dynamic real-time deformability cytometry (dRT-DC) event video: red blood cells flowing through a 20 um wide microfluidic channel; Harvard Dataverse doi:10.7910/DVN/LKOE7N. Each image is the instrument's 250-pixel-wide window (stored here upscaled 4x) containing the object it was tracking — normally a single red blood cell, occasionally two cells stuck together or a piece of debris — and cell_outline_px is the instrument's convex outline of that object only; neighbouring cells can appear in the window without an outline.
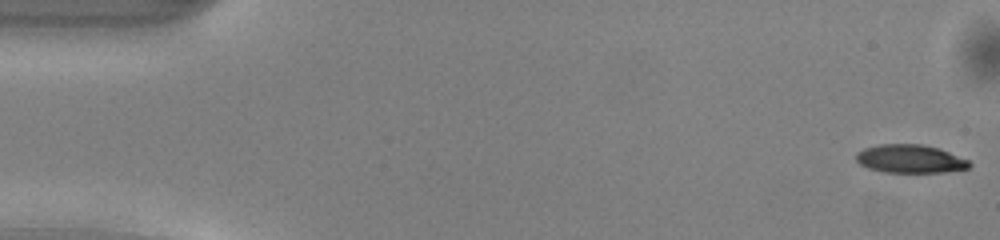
{"species": "common noctule bat (a hibernating species)", "species_latin": "Nyctalus noctula", "temperature_condition": "warm", "stored_images_in_passage": 50, "camera_frame_rate_fps": 3000, "um_per_image_px": 0.085, "animal": {"sex": "male", "body_mass_g": 13.0, "forearm_length_mm": 53.1}, "frame": {"image": 1, "passage_image": 1, "time_ms": 0.0, "image_size_px": [1000, 240], "cell_outline_px": [[972, 164], [968, 168], [944, 172], [884, 172], [868, 168], [860, 164], [856, 160], [856, 152], [864, 148], [880, 144], [924, 144], [940, 148], [968, 160]], "centroid_in_image_um": [77.35, 13.49], "position_along_channel_um": 7.6, "area_um2": 18.73}}
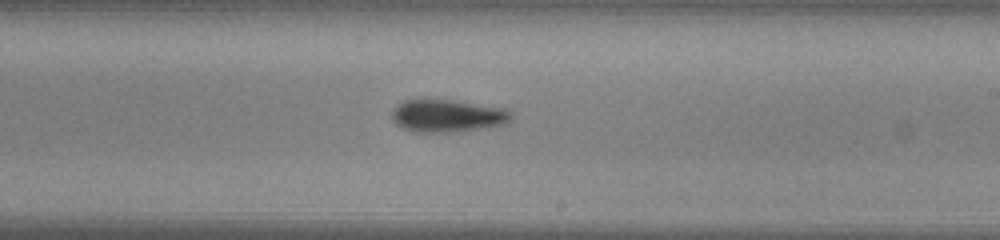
{"frame": {"image": 2, "passage_image": 29, "time_ms": 9.333, "image_size_px": [1000, 240], "cell_outline_px": [[512, 116], [504, 124], [488, 128], [448, 132], [412, 132], [396, 124], [392, 120], [392, 112], [404, 100], [452, 100], [500, 108], [512, 112]], "centroid_in_image_um": [38.02, 9.86], "position_along_channel_um": 251.0, "area_um2": 22.25}}
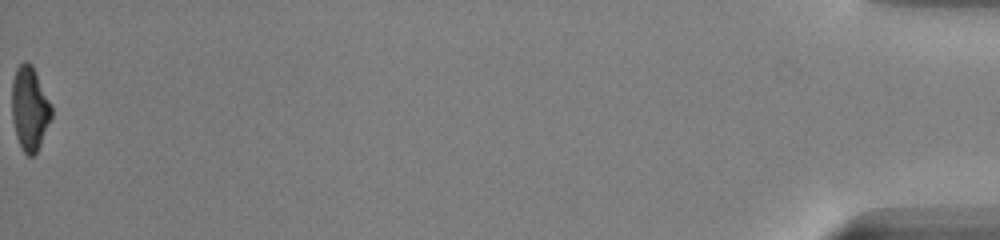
{"frame": {"image": 3, "passage_image": 50, "time_ms": 16.333, "image_size_px": [1000, 240], "cell_outline_px": [[52, 116], [40, 144], [36, 152], [32, 156], [28, 156], [20, 148], [16, 136], [12, 120], [12, 80], [16, 68], [24, 60], [32, 64], [52, 104]], "centroid_in_image_um": [2.52, 9.2], "position_along_channel_um": 432.7, "area_um2": 19.54}, "authors_computed_cell_mechanics": {"area_um2": 20.8658, "velocity_mm_per_s": 4.1472, "shape_relaxation_time_tau1_ms": 2.9194, "shape_relaxation_time_tau2_ms": null, "deformation_change_tau1": 0.1523, "deformation_change_tau2": null}}